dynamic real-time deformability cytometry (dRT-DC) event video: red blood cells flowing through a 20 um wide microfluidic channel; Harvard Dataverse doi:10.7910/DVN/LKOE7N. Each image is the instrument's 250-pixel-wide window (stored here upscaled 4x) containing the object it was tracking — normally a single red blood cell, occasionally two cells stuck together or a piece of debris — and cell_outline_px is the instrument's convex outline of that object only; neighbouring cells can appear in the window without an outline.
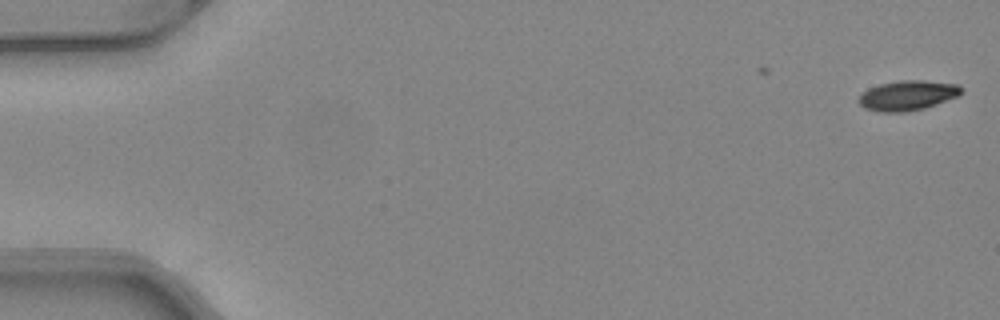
{"species": "common noctule bat (a hibernating species)", "species_latin": "Nyctalus noctula", "temperature_condition": "warm", "stored_images_in_passage": 9, "camera_frame_rate_fps": 3000, "um_per_image_px": 0.085, "animal": {"sex": "female", "body_mass_g": 24.6, "forearm_length_mm": 56.2}, "frame": {"image": 1, "passage_image": 1, "time_ms": 0.0, "image_size_px": [1000, 320], "cell_outline_px": [[964, 88], [956, 96], [936, 104], [924, 108], [904, 112], [880, 112], [864, 108], [856, 100], [868, 88], [880, 84], [900, 80], [924, 80], [960, 84]], "centroid_in_image_um": [77.13, 8.1], "position_along_channel_um": 7.9, "area_um2": 17.86}}